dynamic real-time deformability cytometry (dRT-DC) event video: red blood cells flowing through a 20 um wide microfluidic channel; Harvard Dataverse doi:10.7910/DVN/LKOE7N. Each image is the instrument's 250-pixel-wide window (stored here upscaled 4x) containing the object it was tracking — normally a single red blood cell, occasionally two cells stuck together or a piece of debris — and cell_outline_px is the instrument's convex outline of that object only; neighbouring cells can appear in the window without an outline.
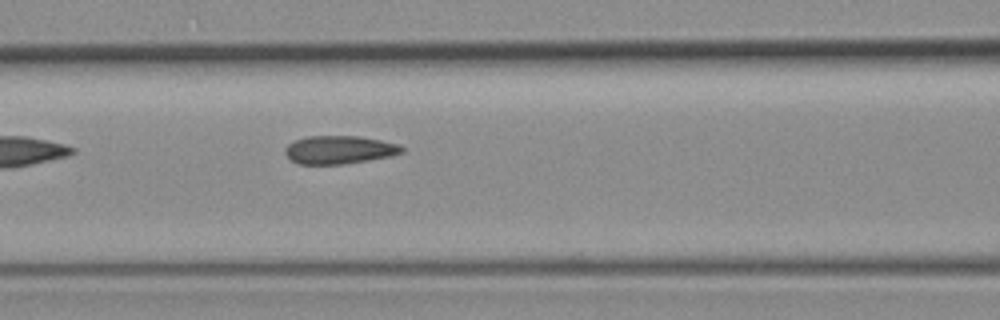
{"species": "common noctule bat (a hibernating species)", "species_latin": "Nyctalus noctula", "temperature_condition": "room temperature", "stored_images_in_passage": 7, "camera_frame_rate_fps": 3000, "um_per_image_px": 0.085, "animal": {"sex": "female", "body_mass_g": 19.3, "forearm_length_mm": 54.1}, "frame": {"image": 1, "passage_image": 7, "time_ms": 6.667, "image_size_px": [1000, 320], "cell_outline_px": [[404, 152], [392, 156], [344, 164], [300, 164], [292, 160], [284, 152], [284, 148], [288, 144], [296, 140], [308, 136], [360, 136], [400, 144], [404, 148]], "centroid_in_image_um": [28.87, 12.73], "position_along_channel_um": 137.7, "area_um2": 19.19}}